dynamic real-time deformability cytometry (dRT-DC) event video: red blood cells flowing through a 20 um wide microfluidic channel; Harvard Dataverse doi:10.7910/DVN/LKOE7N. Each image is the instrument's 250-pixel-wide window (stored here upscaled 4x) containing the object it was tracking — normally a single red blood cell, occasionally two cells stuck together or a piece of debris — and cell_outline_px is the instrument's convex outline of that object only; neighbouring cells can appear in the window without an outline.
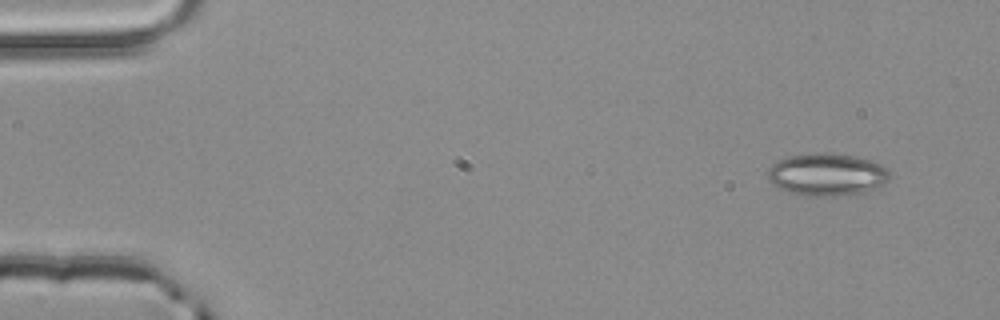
{"species": "common noctule bat (a hibernating species)", "species_latin": "Nyctalus noctula", "temperature_condition": "room temperature", "stored_images_in_passage": 3, "camera_frame_rate_fps": 3000, "um_per_image_px": 0.085, "animal": {"sex": "male", "body_mass_g": 20.4}, "frame": {"image": 1, "passage_image": 1, "time_ms": 0.0, "image_size_px": [1000, 320], "cell_outline_px": [[888, 180], [884, 184], [876, 188], [864, 192], [836, 196], [804, 196], [788, 192], [772, 184], [768, 180], [768, 168], [776, 160], [788, 156], [812, 152], [824, 152], [856, 156], [872, 160], [888, 168]], "centroid_in_image_um": [70.26, 14.82], "position_along_channel_um": 14.7, "area_um2": 30.58}}
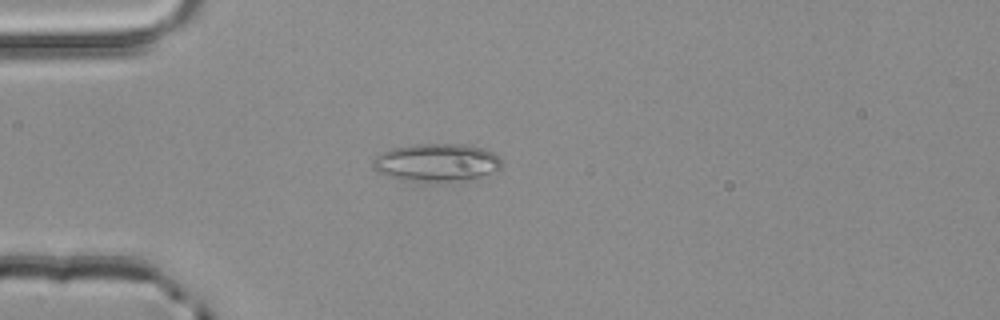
{"frame": {"image": 2, "passage_image": 3, "time_ms": 0.667, "image_size_px": [1000, 320], "cell_outline_px": [[500, 172], [468, 180], [440, 184], [400, 180], [388, 176], [372, 168], [372, 160], [380, 152], [392, 148], [416, 144], [468, 144], [484, 148], [500, 156]], "centroid_in_image_um": [37.14, 13.85], "position_along_channel_um": 47.9, "area_um2": 29.54}}